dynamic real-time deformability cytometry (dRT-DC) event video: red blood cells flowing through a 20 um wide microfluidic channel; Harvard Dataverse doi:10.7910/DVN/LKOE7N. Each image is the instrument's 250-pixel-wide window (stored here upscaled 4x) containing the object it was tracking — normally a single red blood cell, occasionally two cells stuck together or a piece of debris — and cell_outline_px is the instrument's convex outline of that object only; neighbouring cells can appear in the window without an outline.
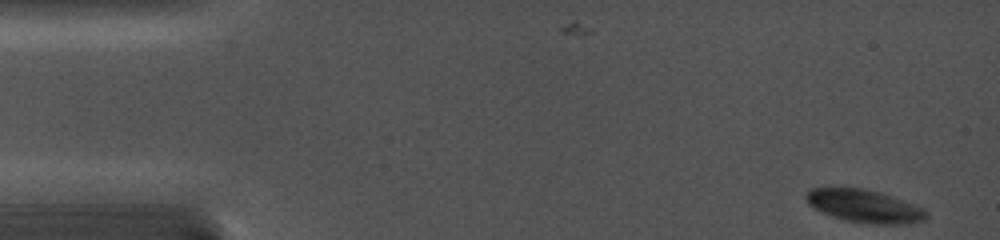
{"species": "common noctule bat (a hibernating species)", "species_latin": "Nyctalus noctula", "temperature_condition": "cold", "stored_images_in_passage": 50, "camera_frame_rate_fps": 5000, "um_per_image_px": 0.085, "animal": {"sex": "female", "body_mass_g": 19.0, "forearm_length_mm": 56.7}, "frame": {"image": 1, "passage_image": 1, "time_ms": 0.0, "image_size_px": [1000, 240], "cell_outline_px": [[928, 216], [924, 220], [904, 224], [876, 224], [848, 220], [832, 216], [812, 208], [808, 204], [804, 196], [812, 188], [864, 188], [880, 192], [892, 196], [924, 208], [928, 212]], "centroid_in_image_um": [73.48, 17.51], "position_along_channel_um": 11.5, "area_um2": 22.89}}
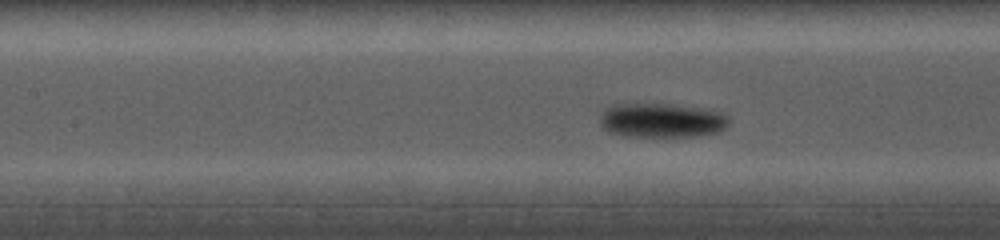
{"frame": {"image": 2, "passage_image": 27, "time_ms": 6.6, "image_size_px": [1000, 240], "cell_outline_px": [[728, 124], [724, 128], [716, 132], [700, 136], [624, 136], [608, 132], [600, 124], [600, 116], [604, 108], [612, 104], [672, 104], [708, 108], [720, 112], [728, 116]], "centroid_in_image_um": [56.23, 10.22], "position_along_channel_um": 151.2, "area_um2": 26.07}}
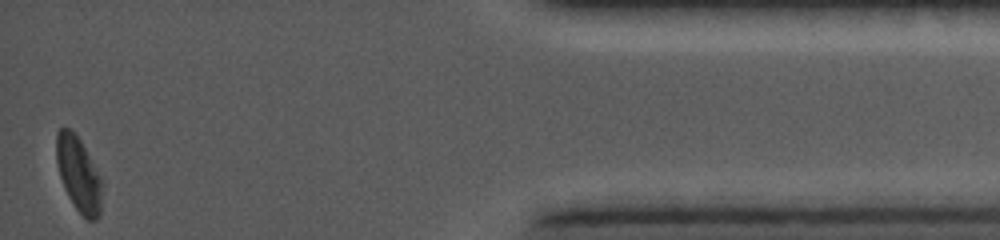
{"frame": {"image": 3, "passage_image": 50, "time_ms": 15.0, "image_size_px": [1000, 240], "cell_outline_px": [[104, 184], [100, 216], [96, 220], [88, 220], [76, 208], [68, 196], [64, 188], [56, 164], [56, 132], [60, 128], [68, 128], [80, 140], [104, 180]], "centroid_in_image_um": [6.72, 14.84], "position_along_channel_um": 428.5, "area_um2": 20.23}}